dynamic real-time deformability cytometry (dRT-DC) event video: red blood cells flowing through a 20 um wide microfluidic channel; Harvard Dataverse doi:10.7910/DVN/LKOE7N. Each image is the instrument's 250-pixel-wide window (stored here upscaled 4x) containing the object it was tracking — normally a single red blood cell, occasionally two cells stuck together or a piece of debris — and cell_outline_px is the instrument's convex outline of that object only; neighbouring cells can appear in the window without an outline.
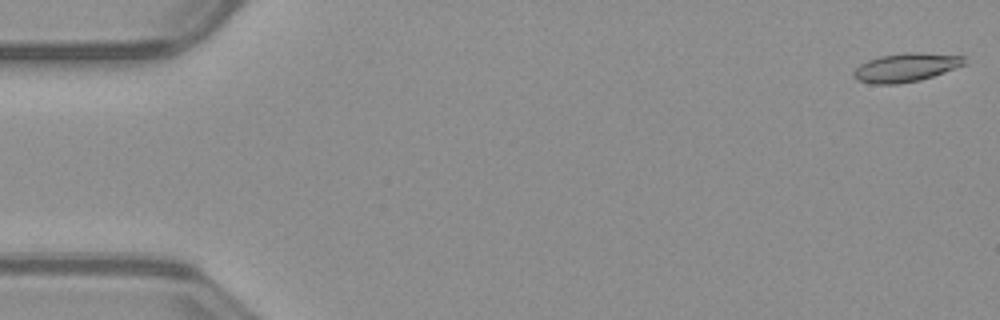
{"species": "common noctule bat (a hibernating species)", "species_latin": "Nyctalus noctula", "temperature_condition": "warm", "stored_images_in_passage": 52, "camera_frame_rate_fps": 3000, "um_per_image_px": 0.085, "animal": {"sex": "male", "body_mass_g": 23.1, "forearm_length_mm": 52.7}, "frame": {"image": 1, "passage_image": 1, "time_ms": 0.0, "image_size_px": [1000, 320], "cell_outline_px": [[968, 64], [920, 80], [896, 84], [872, 84], [856, 80], [852, 76], [852, 72], [860, 64], [868, 60], [880, 56], [904, 52], [916, 52], [964, 56]], "centroid_in_image_um": [76.99, 5.73], "position_along_channel_um": 8.0, "area_um2": 18.61}}
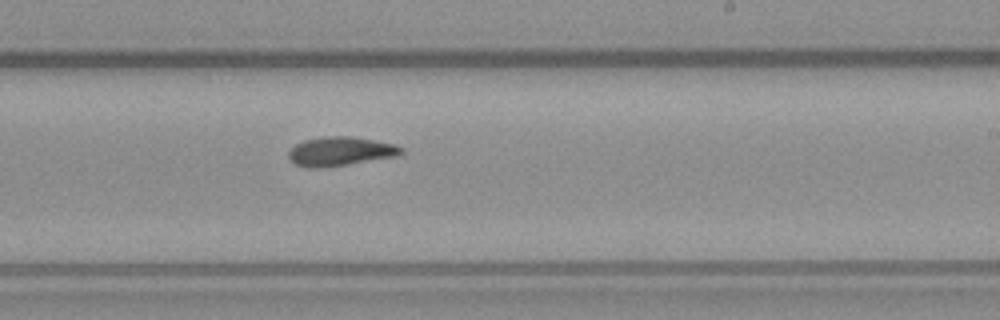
{"frame": {"image": 2, "passage_image": 31, "time_ms": 10.0, "image_size_px": [1000, 320], "cell_outline_px": [[404, 152], [396, 156], [320, 168], [308, 168], [296, 164], [288, 156], [288, 152], [296, 144], [304, 140], [328, 136], [352, 136], [396, 144], [404, 148]], "centroid_in_image_um": [28.95, 12.85], "position_along_channel_um": 260.1, "area_um2": 18.84}}
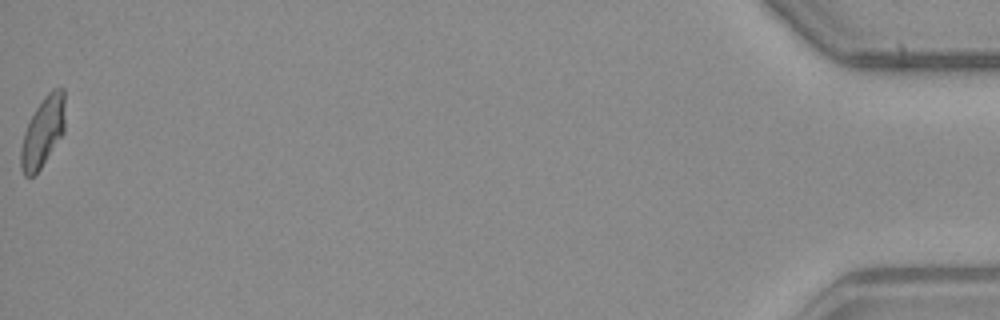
{"frame": {"image": 3, "passage_image": 52, "time_ms": 17.0, "image_size_px": [1000, 320], "cell_outline_px": [[64, 132], [40, 168], [32, 176], [24, 176], [20, 168], [20, 148], [24, 132], [36, 108], [44, 96], [52, 88], [64, 88]], "centroid_in_image_um": [3.63, 11.2], "position_along_channel_um": 431.6, "area_um2": 17.8}, "authors_computed_cell_mechanics": {"area_um2": 18.3804, "velocity_mm_per_s": 3.998, "shape_relaxation_time_tau1_ms": null, "shape_relaxation_time_tau2_ms": 3.7705, "deformation_change_tau1": null, "deformation_change_tau2": 0.099}}